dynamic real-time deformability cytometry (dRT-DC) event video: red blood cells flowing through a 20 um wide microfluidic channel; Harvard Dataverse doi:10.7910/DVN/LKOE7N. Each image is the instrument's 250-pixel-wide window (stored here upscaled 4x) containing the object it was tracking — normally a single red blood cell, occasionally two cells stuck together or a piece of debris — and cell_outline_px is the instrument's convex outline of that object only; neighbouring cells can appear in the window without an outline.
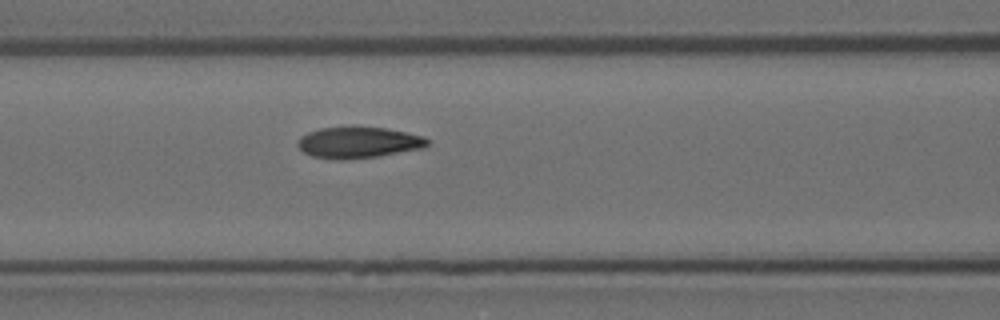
{"species": "Egyptian fruit bat (a non-hibernating species)", "species_latin": "Rousettus aegyptiacus", "temperature_condition": "room temperature", "stored_images_in_passage": 3, "camera_frame_rate_fps": 3000, "um_per_image_px": 0.085, "animal": {"sex": "female"}, "frame": {"image": 1, "passage_image": 3, "time_ms": 0.667, "image_size_px": [1000, 320], "cell_outline_px": [[428, 144], [424, 148], [380, 156], [344, 160], [332, 160], [312, 156], [304, 152], [296, 144], [300, 136], [308, 132], [320, 128], [352, 124], [356, 124], [388, 128], [424, 136], [428, 140]], "centroid_in_image_um": [30.45, 12.08], "position_along_channel_um": 136.2, "area_um2": 24.57}}